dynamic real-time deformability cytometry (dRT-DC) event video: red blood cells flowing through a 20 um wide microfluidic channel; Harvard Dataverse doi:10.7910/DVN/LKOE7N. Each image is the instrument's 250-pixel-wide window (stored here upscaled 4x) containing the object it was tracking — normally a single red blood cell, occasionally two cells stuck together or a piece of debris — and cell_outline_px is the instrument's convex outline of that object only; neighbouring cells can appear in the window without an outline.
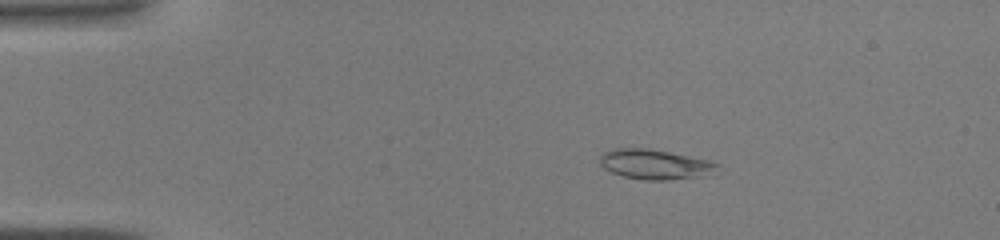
{"species": "common noctule bat (a hibernating species)", "species_latin": "Nyctalus noctula", "temperature_condition": "warm", "stored_images_in_passage": 41, "camera_frame_rate_fps": 3000, "um_per_image_px": 0.085, "animal": {"sex": "male", "body_mass_g": 19.0, "forearm_length_mm": 50.8}, "frame": {"image": 1, "passage_image": 5, "time_ms": 1.333, "image_size_px": [1000, 240], "cell_outline_px": [[720, 164], [716, 176], [668, 180], [644, 180], [624, 176], [612, 172], [604, 168], [600, 164], [600, 156], [604, 152], [612, 148], [648, 148], [708, 160]], "centroid_in_image_um": [55.76, 13.99], "position_along_channel_um": 29.2, "area_um2": 20.87}}
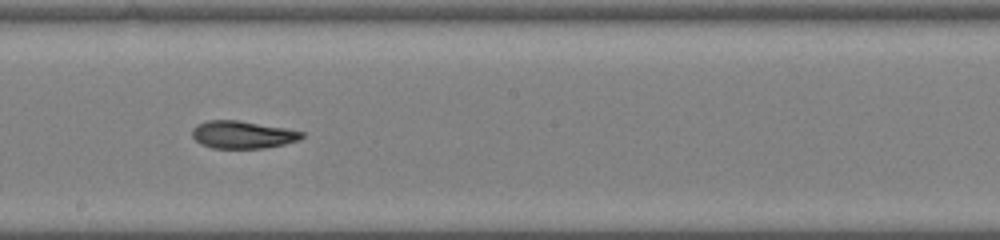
{"frame": {"image": 2, "passage_image": 22, "time_ms": 7.0, "image_size_px": [1000, 240], "cell_outline_px": [[304, 136], [300, 140], [284, 144], [264, 148], [212, 148], [200, 144], [192, 136], [192, 128], [196, 124], [208, 120], [236, 120], [284, 128], [304, 132]], "centroid_in_image_um": [20.59, 11.45], "position_along_channel_um": 227.6, "area_um2": 17.57}}
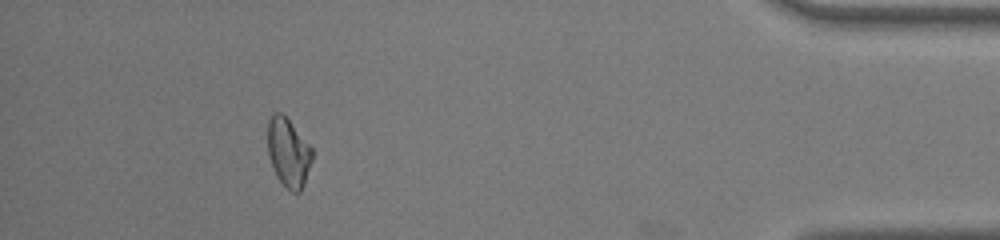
{"frame": {"image": 3, "passage_image": 37, "time_ms": 12.0, "image_size_px": [1000, 240], "cell_outline_px": [[312, 160], [304, 184], [300, 192], [292, 192], [276, 176], [268, 152], [268, 120], [272, 112], [280, 112], [288, 120], [312, 148]], "centroid_in_image_um": [24.51, 12.96], "position_along_channel_um": 410.7, "area_um2": 17.46}}